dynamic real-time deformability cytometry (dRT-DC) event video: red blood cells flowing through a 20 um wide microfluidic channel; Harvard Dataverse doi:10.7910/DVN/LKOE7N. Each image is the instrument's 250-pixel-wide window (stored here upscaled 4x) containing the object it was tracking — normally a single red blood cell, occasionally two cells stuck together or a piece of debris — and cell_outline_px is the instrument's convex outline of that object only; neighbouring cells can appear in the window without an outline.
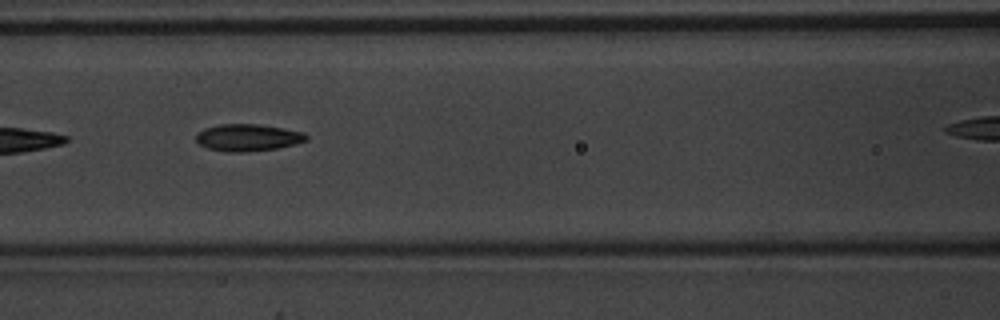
{"species": "common noctule bat (a hibernating species)", "species_latin": "Nyctalus noctula", "temperature_condition": "warm", "stored_images_in_passage": 5, "camera_frame_rate_fps": 3000, "um_per_image_px": 0.085, "animal": {"sex": "male", "body_mass_g": 20.1, "forearm_length_mm": 53.5}, "frame": {"image": 1, "passage_image": 3, "time_ms": 0.667, "image_size_px": [1000, 320], "cell_outline_px": [[308, 140], [296, 144], [276, 148], [248, 152], [228, 152], [208, 148], [200, 144], [196, 140], [196, 132], [204, 128], [220, 124], [256, 124], [284, 128], [304, 132], [308, 136]], "centroid_in_image_um": [21.07, 11.69], "position_along_channel_um": 145.5, "area_um2": 17.46}}